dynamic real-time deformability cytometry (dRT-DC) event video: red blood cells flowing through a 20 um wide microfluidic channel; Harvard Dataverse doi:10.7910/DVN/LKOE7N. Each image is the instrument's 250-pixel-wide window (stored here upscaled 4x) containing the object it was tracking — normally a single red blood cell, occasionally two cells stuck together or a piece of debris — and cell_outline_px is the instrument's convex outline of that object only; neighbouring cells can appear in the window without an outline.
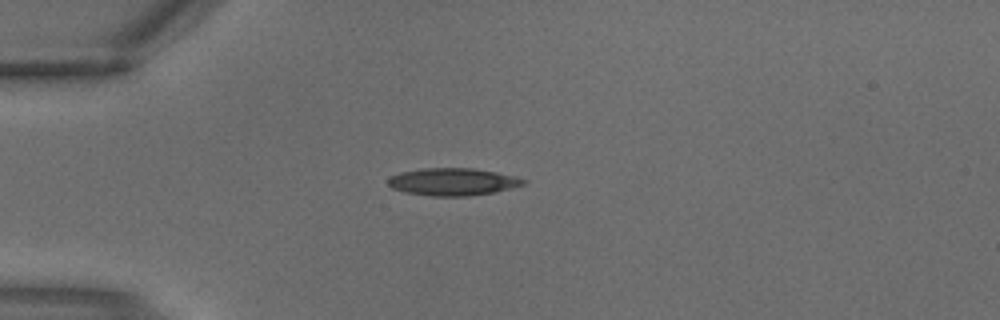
{"species": "common noctule bat (a hibernating species)", "species_latin": "Nyctalus noctula", "temperature_condition": "warm", "stored_images_in_passage": 2, "camera_frame_rate_fps": 3000, "um_per_image_px": 0.085, "animal": {"sex": "male", "body_mass_g": 18.8}, "frame": {"image": 1, "passage_image": 2, "time_ms": 0.333, "image_size_px": [1000, 320], "cell_outline_px": [[528, 180], [524, 184], [512, 188], [496, 192], [468, 196], [432, 196], [404, 192], [392, 188], [388, 184], [388, 180], [392, 176], [400, 172], [424, 168], [472, 168], [496, 172], [516, 176]], "centroid_in_image_um": [38.52, 15.45], "position_along_channel_um": 46.5, "area_um2": 21.68}}